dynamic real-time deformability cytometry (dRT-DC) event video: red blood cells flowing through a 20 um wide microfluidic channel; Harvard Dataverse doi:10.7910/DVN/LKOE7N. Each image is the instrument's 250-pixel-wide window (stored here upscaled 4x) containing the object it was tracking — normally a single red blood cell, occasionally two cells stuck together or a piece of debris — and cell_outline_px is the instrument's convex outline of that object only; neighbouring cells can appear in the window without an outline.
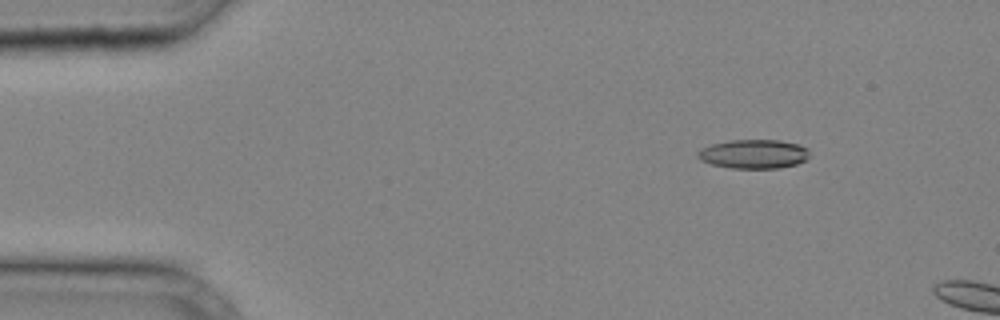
{"species": "common noctule bat (a hibernating species)", "species_latin": "Nyctalus noctula", "temperature_condition": "cold", "stored_images_in_passage": 7, "camera_frame_rate_fps": 3000, "um_per_image_px": 0.085, "animal": {"sex": "male", "body_mass_g": 20.4}, "frame": {"image": 1, "passage_image": 5, "time_ms": 1.333, "image_size_px": [1000, 320], "cell_outline_px": [[808, 156], [804, 160], [796, 164], [780, 168], [732, 168], [712, 164], [700, 160], [696, 156], [696, 152], [712, 144], [728, 140], [780, 140], [800, 144], [808, 148]], "centroid_in_image_um": [64.06, 13.08], "position_along_channel_um": 20.9, "area_um2": 18.9}}